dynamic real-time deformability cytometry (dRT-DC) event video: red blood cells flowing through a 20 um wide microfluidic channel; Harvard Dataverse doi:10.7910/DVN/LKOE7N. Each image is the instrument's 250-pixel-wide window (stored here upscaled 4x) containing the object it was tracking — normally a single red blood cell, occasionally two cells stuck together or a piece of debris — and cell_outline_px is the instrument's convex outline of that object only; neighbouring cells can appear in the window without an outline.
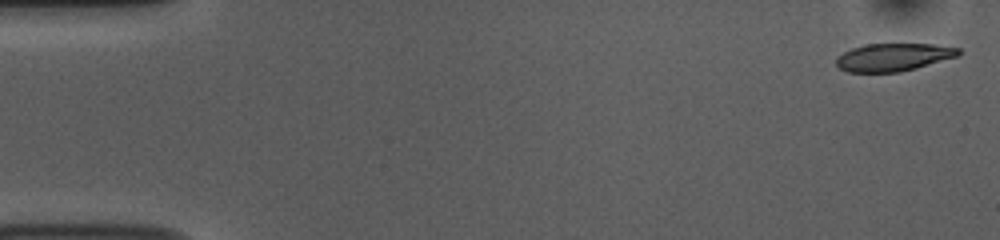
{"species": "common noctule bat (a hibernating species)", "species_latin": "Nyctalus noctula", "temperature_condition": "room temperature", "stored_images_in_passage": 53, "camera_frame_rate_fps": 3000, "um_per_image_px": 0.085, "animal": {"sex": "female", "body_mass_g": 10.0, "forearm_length_mm": 53.1}, "frame": {"image": 1, "passage_image": 1, "time_ms": 0.0, "image_size_px": [1000, 240], "cell_outline_px": [[960, 52], [956, 56], [916, 68], [900, 72], [848, 72], [840, 68], [836, 64], [836, 56], [852, 48], [864, 44], [932, 44], [960, 48]], "centroid_in_image_um": [75.89, 4.86], "position_along_channel_um": 9.1, "area_um2": 19.65}}
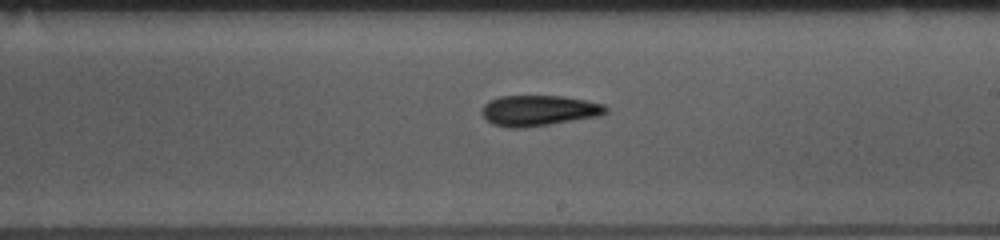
{"frame": {"image": 2, "passage_image": 30, "time_ms": 9.667, "image_size_px": [1000, 240], "cell_outline_px": [[608, 112], [600, 116], [524, 128], [508, 128], [492, 124], [480, 112], [484, 104], [488, 100], [500, 96], [564, 96], [604, 104], [608, 108]], "centroid_in_image_um": [45.79, 9.4], "position_along_channel_um": 243.2, "area_um2": 22.25}}
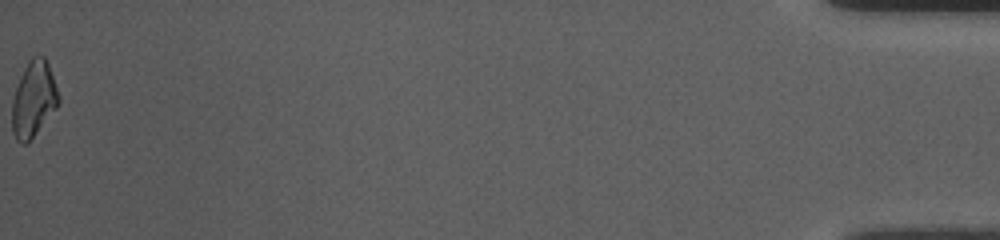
{"frame": {"image": 3, "passage_image": 53, "time_ms": 17.333, "image_size_px": [1000, 240], "cell_outline_px": [[60, 100], [56, 108], [32, 136], [24, 144], [20, 144], [16, 140], [12, 132], [12, 100], [20, 76], [28, 60], [32, 56], [44, 56], [48, 64], [60, 96]], "centroid_in_image_um": [2.84, 8.4], "position_along_channel_um": 432.4, "area_um2": 20.23}, "authors_computed_cell_mechanics": {"area_um2": 21.5016, "velocity_mm_per_s": 3.7539, "shape_relaxation_time_tau1_ms": null, "shape_relaxation_time_tau2_ms": 5.6649, "deformation_change_tau1": null, "deformation_change_tau2": 0.145}}